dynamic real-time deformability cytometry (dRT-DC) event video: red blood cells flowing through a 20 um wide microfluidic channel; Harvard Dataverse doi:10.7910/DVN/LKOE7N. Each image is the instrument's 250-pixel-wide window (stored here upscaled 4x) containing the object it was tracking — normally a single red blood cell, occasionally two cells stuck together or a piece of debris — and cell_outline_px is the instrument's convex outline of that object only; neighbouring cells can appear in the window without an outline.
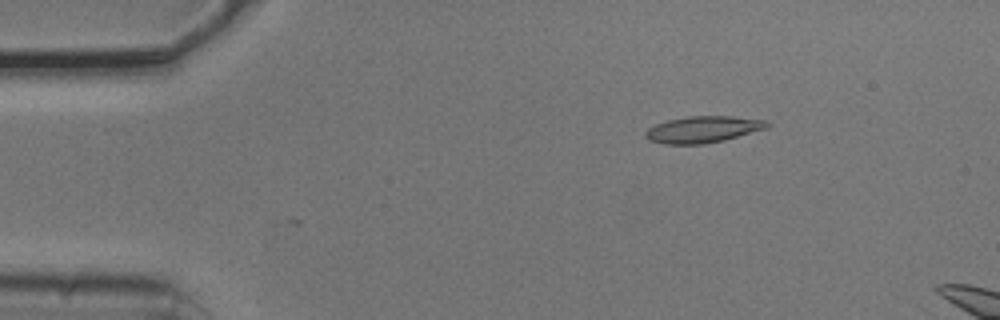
{"species": "common noctule bat (a hibernating species)", "species_latin": "Nyctalus noctula", "temperature_condition": "cold", "stored_images_in_passage": 3, "camera_frame_rate_fps": 3000, "um_per_image_px": 0.085, "animal": {"sex": "male", "body_mass_g": 20.5, "forearm_length_mm": 52.5}, "frame": {"image": 1, "passage_image": 2, "time_ms": 0.333, "image_size_px": [1000, 320], "cell_outline_px": [[772, 124], [768, 128], [724, 140], [704, 144], [664, 144], [648, 140], [644, 136], [644, 132], [648, 128], [656, 124], [668, 120], [688, 116], [732, 116], [768, 120]], "centroid_in_image_um": [59.78, 11.0], "position_along_channel_um": 25.2, "area_um2": 19.02}}